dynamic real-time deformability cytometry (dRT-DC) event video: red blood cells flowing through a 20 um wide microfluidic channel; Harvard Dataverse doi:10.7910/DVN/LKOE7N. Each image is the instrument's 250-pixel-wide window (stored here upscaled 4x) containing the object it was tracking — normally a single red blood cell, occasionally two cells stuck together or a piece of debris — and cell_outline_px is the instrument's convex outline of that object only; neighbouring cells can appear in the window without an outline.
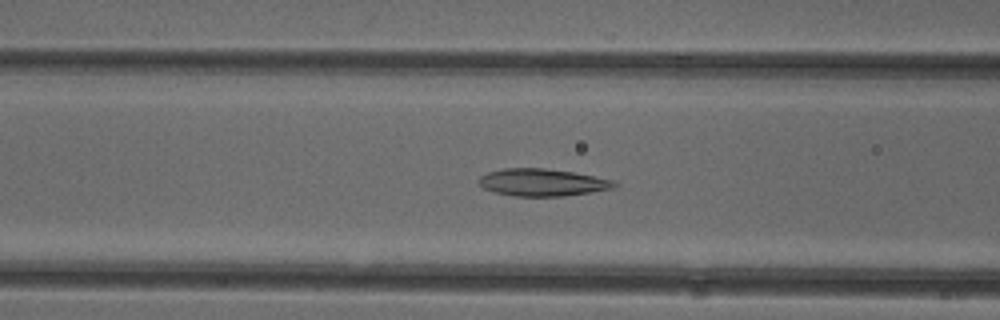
{"species": "common noctule bat (a hibernating species)", "species_latin": "Nyctalus noctula", "temperature_condition": "cold", "stored_images_in_passage": 36, "camera_frame_rate_fps": 3000, "um_per_image_px": 0.085, "animal": {"sex": "female"}, "frame": {"image": 1, "passage_image": 5, "time_ms": 1.333, "image_size_px": [1000, 320], "cell_outline_px": [[620, 184], [612, 188], [592, 192], [564, 196], [512, 196], [496, 192], [484, 188], [476, 180], [480, 176], [488, 172], [504, 168], [544, 168], [576, 172], [612, 180]], "centroid_in_image_um": [46.1, 15.5], "position_along_channel_um": 120.5, "area_um2": 21.62}}
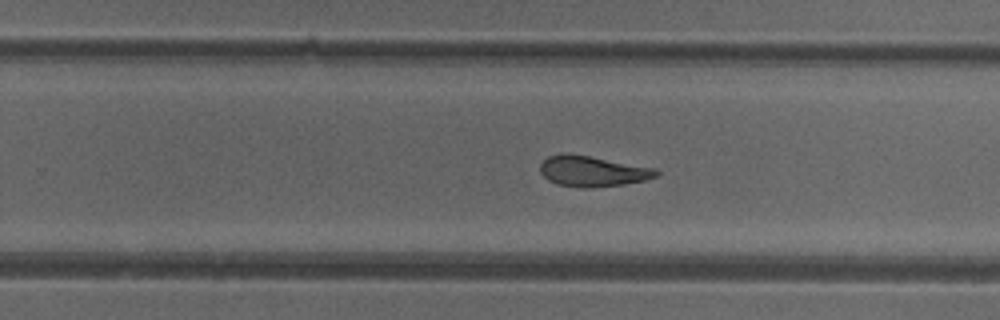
{"frame": {"image": 2, "passage_image": 17, "time_ms": 5.333, "image_size_px": [1000, 320], "cell_outline_px": [[660, 172], [656, 176], [644, 180], [624, 184], [588, 188], [580, 188], [556, 184], [548, 180], [540, 172], [540, 164], [548, 156], [588, 156], [656, 168]], "centroid_in_image_um": [50.39, 14.59], "position_along_channel_um": 279.4, "area_um2": 20.11}}
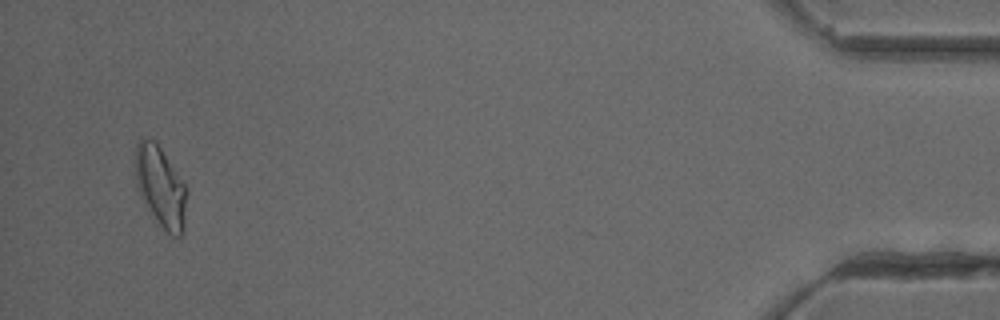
{"frame": {"image": 3, "passage_image": 34, "time_ms": 11.0, "image_size_px": [1000, 320], "cell_outline_px": [[188, 192], [184, 224], [180, 236], [172, 236], [160, 224], [152, 212], [136, 184], [136, 144], [140, 136], [148, 136], [160, 148], [188, 188]], "centroid_in_image_um": [13.68, 15.82], "position_along_channel_um": 421.5, "area_um2": 23.52}, "authors_computed_cell_mechanics": {"area_um2": 21.2704, "velocity_mm_per_s": 3.984, "shape_relaxation_time_tau1_ms": 11.114, "shape_relaxation_time_tau2_ms": 1.9373, "deformation_change_tau1": 0.2189, "deformation_change_tau2": 0.0868}}